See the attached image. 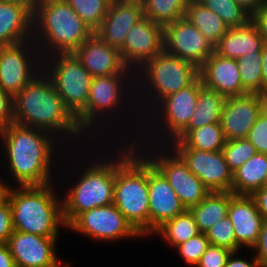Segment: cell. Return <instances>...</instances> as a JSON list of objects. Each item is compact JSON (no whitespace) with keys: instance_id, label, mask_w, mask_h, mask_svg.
<instances>
[{"instance_id":"d6a6232c","label":"cell","mask_w":267,"mask_h":267,"mask_svg":"<svg viewBox=\"0 0 267 267\" xmlns=\"http://www.w3.org/2000/svg\"><path fill=\"white\" fill-rule=\"evenodd\" d=\"M237 60L241 84L247 93L257 94L263 91L261 52H253Z\"/></svg>"},{"instance_id":"f907efd6","label":"cell","mask_w":267,"mask_h":267,"mask_svg":"<svg viewBox=\"0 0 267 267\" xmlns=\"http://www.w3.org/2000/svg\"><path fill=\"white\" fill-rule=\"evenodd\" d=\"M260 103V114L267 118V89L257 93Z\"/></svg>"},{"instance_id":"ab89813d","label":"cell","mask_w":267,"mask_h":267,"mask_svg":"<svg viewBox=\"0 0 267 267\" xmlns=\"http://www.w3.org/2000/svg\"><path fill=\"white\" fill-rule=\"evenodd\" d=\"M231 252L228 248L210 245L196 267H225Z\"/></svg>"},{"instance_id":"ba28073f","label":"cell","mask_w":267,"mask_h":267,"mask_svg":"<svg viewBox=\"0 0 267 267\" xmlns=\"http://www.w3.org/2000/svg\"><path fill=\"white\" fill-rule=\"evenodd\" d=\"M135 76L136 73H119L107 76L92 77L89 88L87 105L85 109L76 117L80 129L83 131L85 135L87 134V136L90 137L92 141L93 139L95 140V138H98L99 135L101 134L100 132L98 133V131L96 132L98 126L96 123L101 122L99 119L101 118L105 120L108 117L112 119L111 116L115 115L112 114V112H115L117 109H119L120 105L121 109H119V111L122 110V107L124 110L125 107L122 105H127L123 101L125 100L124 98L125 95L126 96L130 95L128 97L131 98L132 100V97H134L137 94V91H135L136 89L134 87L136 86L135 84L136 82H134L136 81L134 80L136 79ZM129 90H131V93H133L132 91H134L133 93L134 96L128 94L130 93ZM107 113L108 116L106 115ZM91 129L95 133L93 131L90 132Z\"/></svg>"},{"instance_id":"277c9868","label":"cell","mask_w":267,"mask_h":267,"mask_svg":"<svg viewBox=\"0 0 267 267\" xmlns=\"http://www.w3.org/2000/svg\"><path fill=\"white\" fill-rule=\"evenodd\" d=\"M3 181L0 180L6 187L5 196L10 201L15 231L59 237L60 226L67 228L63 217V201L57 197L52 183L14 188Z\"/></svg>"},{"instance_id":"f546056e","label":"cell","mask_w":267,"mask_h":267,"mask_svg":"<svg viewBox=\"0 0 267 267\" xmlns=\"http://www.w3.org/2000/svg\"><path fill=\"white\" fill-rule=\"evenodd\" d=\"M172 141H182L190 149L220 151L227 140L221 123L218 122L207 124L194 130H183Z\"/></svg>"},{"instance_id":"83f0119b","label":"cell","mask_w":267,"mask_h":267,"mask_svg":"<svg viewBox=\"0 0 267 267\" xmlns=\"http://www.w3.org/2000/svg\"><path fill=\"white\" fill-rule=\"evenodd\" d=\"M210 43L215 46L227 32L228 27L214 11L197 0H190L184 16Z\"/></svg>"},{"instance_id":"681fc988","label":"cell","mask_w":267,"mask_h":267,"mask_svg":"<svg viewBox=\"0 0 267 267\" xmlns=\"http://www.w3.org/2000/svg\"><path fill=\"white\" fill-rule=\"evenodd\" d=\"M261 58H262V79H263V90L267 89V44H264L262 51H261Z\"/></svg>"},{"instance_id":"d4e9b609","label":"cell","mask_w":267,"mask_h":267,"mask_svg":"<svg viewBox=\"0 0 267 267\" xmlns=\"http://www.w3.org/2000/svg\"><path fill=\"white\" fill-rule=\"evenodd\" d=\"M263 46L258 27L250 20L245 25L228 28L214 46V52L225 58L238 59L253 52H261Z\"/></svg>"},{"instance_id":"4dcf8cb0","label":"cell","mask_w":267,"mask_h":267,"mask_svg":"<svg viewBox=\"0 0 267 267\" xmlns=\"http://www.w3.org/2000/svg\"><path fill=\"white\" fill-rule=\"evenodd\" d=\"M199 233L193 214L189 209H186L173 219L165 221L152 235L162 236L161 238L165 239L167 245L169 244L175 248L177 245L186 242Z\"/></svg>"},{"instance_id":"7bdbcfd3","label":"cell","mask_w":267,"mask_h":267,"mask_svg":"<svg viewBox=\"0 0 267 267\" xmlns=\"http://www.w3.org/2000/svg\"><path fill=\"white\" fill-rule=\"evenodd\" d=\"M252 249L256 252L253 255L258 260L260 267H267V220L263 221L258 241Z\"/></svg>"},{"instance_id":"7a4b0ae2","label":"cell","mask_w":267,"mask_h":267,"mask_svg":"<svg viewBox=\"0 0 267 267\" xmlns=\"http://www.w3.org/2000/svg\"><path fill=\"white\" fill-rule=\"evenodd\" d=\"M13 106L17 125L48 131L63 142L68 138L73 141L72 137L82 141L87 136L44 71L14 97Z\"/></svg>"},{"instance_id":"3957f363","label":"cell","mask_w":267,"mask_h":267,"mask_svg":"<svg viewBox=\"0 0 267 267\" xmlns=\"http://www.w3.org/2000/svg\"><path fill=\"white\" fill-rule=\"evenodd\" d=\"M130 141L129 145L123 144L125 147L120 143L122 149L116 148L113 204L145 237L149 235L148 158L132 142L134 140Z\"/></svg>"},{"instance_id":"ffe728a7","label":"cell","mask_w":267,"mask_h":267,"mask_svg":"<svg viewBox=\"0 0 267 267\" xmlns=\"http://www.w3.org/2000/svg\"><path fill=\"white\" fill-rule=\"evenodd\" d=\"M92 77L119 73H136L123 62L120 51L93 33L75 52Z\"/></svg>"},{"instance_id":"4fadbf2b","label":"cell","mask_w":267,"mask_h":267,"mask_svg":"<svg viewBox=\"0 0 267 267\" xmlns=\"http://www.w3.org/2000/svg\"><path fill=\"white\" fill-rule=\"evenodd\" d=\"M167 147L182 159L187 168L210 191L232 192L233 173L226 163L222 150L190 149L182 141H172Z\"/></svg>"},{"instance_id":"ac0fdd59","label":"cell","mask_w":267,"mask_h":267,"mask_svg":"<svg viewBox=\"0 0 267 267\" xmlns=\"http://www.w3.org/2000/svg\"><path fill=\"white\" fill-rule=\"evenodd\" d=\"M149 234L186 208L165 176L148 159Z\"/></svg>"},{"instance_id":"603a6c76","label":"cell","mask_w":267,"mask_h":267,"mask_svg":"<svg viewBox=\"0 0 267 267\" xmlns=\"http://www.w3.org/2000/svg\"><path fill=\"white\" fill-rule=\"evenodd\" d=\"M142 17L141 1L126 0L109 4L107 14L95 34L111 47L120 50L128 30Z\"/></svg>"},{"instance_id":"e575fe53","label":"cell","mask_w":267,"mask_h":267,"mask_svg":"<svg viewBox=\"0 0 267 267\" xmlns=\"http://www.w3.org/2000/svg\"><path fill=\"white\" fill-rule=\"evenodd\" d=\"M95 33L103 22L109 3L106 0H65Z\"/></svg>"},{"instance_id":"836d02e7","label":"cell","mask_w":267,"mask_h":267,"mask_svg":"<svg viewBox=\"0 0 267 267\" xmlns=\"http://www.w3.org/2000/svg\"><path fill=\"white\" fill-rule=\"evenodd\" d=\"M206 8L214 11L228 28L247 24L252 15L235 0H197Z\"/></svg>"},{"instance_id":"5bb4252c","label":"cell","mask_w":267,"mask_h":267,"mask_svg":"<svg viewBox=\"0 0 267 267\" xmlns=\"http://www.w3.org/2000/svg\"><path fill=\"white\" fill-rule=\"evenodd\" d=\"M68 228L97 242L142 237L114 204L81 213Z\"/></svg>"},{"instance_id":"d6986e66","label":"cell","mask_w":267,"mask_h":267,"mask_svg":"<svg viewBox=\"0 0 267 267\" xmlns=\"http://www.w3.org/2000/svg\"><path fill=\"white\" fill-rule=\"evenodd\" d=\"M259 116L260 103L257 94L226 97L220 120L226 140L247 138Z\"/></svg>"},{"instance_id":"bcb514c9","label":"cell","mask_w":267,"mask_h":267,"mask_svg":"<svg viewBox=\"0 0 267 267\" xmlns=\"http://www.w3.org/2000/svg\"><path fill=\"white\" fill-rule=\"evenodd\" d=\"M264 220H267V184L252 195Z\"/></svg>"},{"instance_id":"cb8c5ba5","label":"cell","mask_w":267,"mask_h":267,"mask_svg":"<svg viewBox=\"0 0 267 267\" xmlns=\"http://www.w3.org/2000/svg\"><path fill=\"white\" fill-rule=\"evenodd\" d=\"M34 10L15 0H0V45L33 39Z\"/></svg>"},{"instance_id":"11a10c76","label":"cell","mask_w":267,"mask_h":267,"mask_svg":"<svg viewBox=\"0 0 267 267\" xmlns=\"http://www.w3.org/2000/svg\"><path fill=\"white\" fill-rule=\"evenodd\" d=\"M263 7L267 9V0L263 1Z\"/></svg>"},{"instance_id":"b9f144b4","label":"cell","mask_w":267,"mask_h":267,"mask_svg":"<svg viewBox=\"0 0 267 267\" xmlns=\"http://www.w3.org/2000/svg\"><path fill=\"white\" fill-rule=\"evenodd\" d=\"M14 98L0 87V131L14 124Z\"/></svg>"},{"instance_id":"7c38bea8","label":"cell","mask_w":267,"mask_h":267,"mask_svg":"<svg viewBox=\"0 0 267 267\" xmlns=\"http://www.w3.org/2000/svg\"><path fill=\"white\" fill-rule=\"evenodd\" d=\"M136 141L134 142L137 143V148L140 150V152H143V154L149 159V161L165 176L170 186L173 188L174 192L186 209L197 205L211 192L202 183V181L187 168L182 159L172 149H170L169 147L167 148V144L165 145L166 148L163 147L161 149L159 147L158 150H160V152L157 151V145H155L154 148H149L147 146L145 147V149H142V151L141 147L143 145L138 143L140 142L139 139ZM148 148L151 150H149ZM153 150L156 152L153 153ZM161 150L164 152L162 153ZM149 151H151L150 154ZM169 152L171 155L169 154Z\"/></svg>"},{"instance_id":"8fae6325","label":"cell","mask_w":267,"mask_h":267,"mask_svg":"<svg viewBox=\"0 0 267 267\" xmlns=\"http://www.w3.org/2000/svg\"><path fill=\"white\" fill-rule=\"evenodd\" d=\"M42 71L43 58L33 39L0 45V87L13 98Z\"/></svg>"},{"instance_id":"74e56055","label":"cell","mask_w":267,"mask_h":267,"mask_svg":"<svg viewBox=\"0 0 267 267\" xmlns=\"http://www.w3.org/2000/svg\"><path fill=\"white\" fill-rule=\"evenodd\" d=\"M210 245V241L205 233L200 232L186 242L177 245L174 250L176 249L178 251L186 264L196 266Z\"/></svg>"},{"instance_id":"52a82bcc","label":"cell","mask_w":267,"mask_h":267,"mask_svg":"<svg viewBox=\"0 0 267 267\" xmlns=\"http://www.w3.org/2000/svg\"><path fill=\"white\" fill-rule=\"evenodd\" d=\"M93 160L81 173L75 185L67 189L63 217L67 227L83 212L114 203L116 157ZM103 159V160H102ZM80 178V179H79Z\"/></svg>"},{"instance_id":"60d3db41","label":"cell","mask_w":267,"mask_h":267,"mask_svg":"<svg viewBox=\"0 0 267 267\" xmlns=\"http://www.w3.org/2000/svg\"><path fill=\"white\" fill-rule=\"evenodd\" d=\"M14 232L10 201L4 195L0 199V244L8 242Z\"/></svg>"},{"instance_id":"4316f807","label":"cell","mask_w":267,"mask_h":267,"mask_svg":"<svg viewBox=\"0 0 267 267\" xmlns=\"http://www.w3.org/2000/svg\"><path fill=\"white\" fill-rule=\"evenodd\" d=\"M233 192L211 191L197 205L189 208L201 233H205L214 224L228 216Z\"/></svg>"},{"instance_id":"f35d334b","label":"cell","mask_w":267,"mask_h":267,"mask_svg":"<svg viewBox=\"0 0 267 267\" xmlns=\"http://www.w3.org/2000/svg\"><path fill=\"white\" fill-rule=\"evenodd\" d=\"M254 147L256 152L267 154V118L260 116L256 119L254 126L250 129L246 138Z\"/></svg>"},{"instance_id":"6da1fadb","label":"cell","mask_w":267,"mask_h":267,"mask_svg":"<svg viewBox=\"0 0 267 267\" xmlns=\"http://www.w3.org/2000/svg\"><path fill=\"white\" fill-rule=\"evenodd\" d=\"M0 140L4 145L8 174L15 179L17 186L52 183L54 175L51 168H55L52 165L54 156L58 157L55 148L62 147L55 135L42 129L14 123L0 131Z\"/></svg>"},{"instance_id":"1f68e13d","label":"cell","mask_w":267,"mask_h":267,"mask_svg":"<svg viewBox=\"0 0 267 267\" xmlns=\"http://www.w3.org/2000/svg\"><path fill=\"white\" fill-rule=\"evenodd\" d=\"M190 0H141L143 16L165 27L182 19Z\"/></svg>"},{"instance_id":"9c48e42d","label":"cell","mask_w":267,"mask_h":267,"mask_svg":"<svg viewBox=\"0 0 267 267\" xmlns=\"http://www.w3.org/2000/svg\"><path fill=\"white\" fill-rule=\"evenodd\" d=\"M43 71L51 79L66 108L76 118L87 105L91 74L74 53L43 58Z\"/></svg>"},{"instance_id":"9f6ffc18","label":"cell","mask_w":267,"mask_h":267,"mask_svg":"<svg viewBox=\"0 0 267 267\" xmlns=\"http://www.w3.org/2000/svg\"><path fill=\"white\" fill-rule=\"evenodd\" d=\"M61 267H63V266H61ZM64 267H70V263H69V264L66 263V264L64 265Z\"/></svg>"},{"instance_id":"5b68a950","label":"cell","mask_w":267,"mask_h":267,"mask_svg":"<svg viewBox=\"0 0 267 267\" xmlns=\"http://www.w3.org/2000/svg\"><path fill=\"white\" fill-rule=\"evenodd\" d=\"M93 33L65 0H38L36 3L33 41L38 44L42 58L74 53Z\"/></svg>"},{"instance_id":"44dd1931","label":"cell","mask_w":267,"mask_h":267,"mask_svg":"<svg viewBox=\"0 0 267 267\" xmlns=\"http://www.w3.org/2000/svg\"><path fill=\"white\" fill-rule=\"evenodd\" d=\"M228 217L234 227L238 251L240 248H253L258 241L263 216L251 195H233L230 199Z\"/></svg>"},{"instance_id":"8992f818","label":"cell","mask_w":267,"mask_h":267,"mask_svg":"<svg viewBox=\"0 0 267 267\" xmlns=\"http://www.w3.org/2000/svg\"><path fill=\"white\" fill-rule=\"evenodd\" d=\"M198 77L199 69L195 65L187 60L168 54L165 50L147 61L136 71L135 79L136 85H139L138 87H142L144 90H141L142 88L136 89L138 93H142L143 96L145 94L147 95V97L145 95L146 102L144 99L140 102L146 103L145 106H143V108H146L148 111L145 110L146 114L149 115V111L152 113V109L155 108V105L158 106L165 97L188 87ZM147 102L151 104L149 105Z\"/></svg>"},{"instance_id":"f5cc1de1","label":"cell","mask_w":267,"mask_h":267,"mask_svg":"<svg viewBox=\"0 0 267 267\" xmlns=\"http://www.w3.org/2000/svg\"><path fill=\"white\" fill-rule=\"evenodd\" d=\"M5 191L6 187L0 182V199L5 195Z\"/></svg>"},{"instance_id":"484cf974","label":"cell","mask_w":267,"mask_h":267,"mask_svg":"<svg viewBox=\"0 0 267 267\" xmlns=\"http://www.w3.org/2000/svg\"><path fill=\"white\" fill-rule=\"evenodd\" d=\"M267 184V154L258 153L233 173L232 192L252 195Z\"/></svg>"},{"instance_id":"7402d4cb","label":"cell","mask_w":267,"mask_h":267,"mask_svg":"<svg viewBox=\"0 0 267 267\" xmlns=\"http://www.w3.org/2000/svg\"><path fill=\"white\" fill-rule=\"evenodd\" d=\"M199 77L204 86L225 97L247 94L241 84L236 59L225 58L213 52L199 68Z\"/></svg>"},{"instance_id":"8d00e7d4","label":"cell","mask_w":267,"mask_h":267,"mask_svg":"<svg viewBox=\"0 0 267 267\" xmlns=\"http://www.w3.org/2000/svg\"><path fill=\"white\" fill-rule=\"evenodd\" d=\"M205 235L211 245L225 247L231 251H238L234 227L228 216L214 224L205 232Z\"/></svg>"},{"instance_id":"ee69618b","label":"cell","mask_w":267,"mask_h":267,"mask_svg":"<svg viewBox=\"0 0 267 267\" xmlns=\"http://www.w3.org/2000/svg\"><path fill=\"white\" fill-rule=\"evenodd\" d=\"M251 20L257 25L264 44H267V9L261 6L252 15Z\"/></svg>"},{"instance_id":"db71d44e","label":"cell","mask_w":267,"mask_h":267,"mask_svg":"<svg viewBox=\"0 0 267 267\" xmlns=\"http://www.w3.org/2000/svg\"><path fill=\"white\" fill-rule=\"evenodd\" d=\"M109 4H114V3H119V2H123L126 0H106Z\"/></svg>"},{"instance_id":"d590c367","label":"cell","mask_w":267,"mask_h":267,"mask_svg":"<svg viewBox=\"0 0 267 267\" xmlns=\"http://www.w3.org/2000/svg\"><path fill=\"white\" fill-rule=\"evenodd\" d=\"M222 153L232 173L256 154L255 147L246 139L226 141Z\"/></svg>"},{"instance_id":"2e32d148","label":"cell","mask_w":267,"mask_h":267,"mask_svg":"<svg viewBox=\"0 0 267 267\" xmlns=\"http://www.w3.org/2000/svg\"><path fill=\"white\" fill-rule=\"evenodd\" d=\"M164 50L199 69L214 52V46L184 17L164 27Z\"/></svg>"},{"instance_id":"816d5d0a","label":"cell","mask_w":267,"mask_h":267,"mask_svg":"<svg viewBox=\"0 0 267 267\" xmlns=\"http://www.w3.org/2000/svg\"><path fill=\"white\" fill-rule=\"evenodd\" d=\"M15 1L25 3V4L29 5L33 10L36 6V3L38 2V0H15Z\"/></svg>"},{"instance_id":"f6af8a7d","label":"cell","mask_w":267,"mask_h":267,"mask_svg":"<svg viewBox=\"0 0 267 267\" xmlns=\"http://www.w3.org/2000/svg\"><path fill=\"white\" fill-rule=\"evenodd\" d=\"M239 251H232L229 255L225 267H260L258 260L255 255L250 259V261L245 260L244 258H239L236 254Z\"/></svg>"},{"instance_id":"f1b7e54d","label":"cell","mask_w":267,"mask_h":267,"mask_svg":"<svg viewBox=\"0 0 267 267\" xmlns=\"http://www.w3.org/2000/svg\"><path fill=\"white\" fill-rule=\"evenodd\" d=\"M225 100V96L203 85L199 89L195 111L184 130H194L207 124L220 122Z\"/></svg>"},{"instance_id":"9a60e30c","label":"cell","mask_w":267,"mask_h":267,"mask_svg":"<svg viewBox=\"0 0 267 267\" xmlns=\"http://www.w3.org/2000/svg\"><path fill=\"white\" fill-rule=\"evenodd\" d=\"M164 50V27L143 16L129 30L119 50L125 65L136 72Z\"/></svg>"},{"instance_id":"e0dca14e","label":"cell","mask_w":267,"mask_h":267,"mask_svg":"<svg viewBox=\"0 0 267 267\" xmlns=\"http://www.w3.org/2000/svg\"><path fill=\"white\" fill-rule=\"evenodd\" d=\"M57 238L14 230L7 245L16 267H61L56 255Z\"/></svg>"},{"instance_id":"7dc6e473","label":"cell","mask_w":267,"mask_h":267,"mask_svg":"<svg viewBox=\"0 0 267 267\" xmlns=\"http://www.w3.org/2000/svg\"><path fill=\"white\" fill-rule=\"evenodd\" d=\"M0 267H16L7 243L0 244Z\"/></svg>"},{"instance_id":"c3c4849f","label":"cell","mask_w":267,"mask_h":267,"mask_svg":"<svg viewBox=\"0 0 267 267\" xmlns=\"http://www.w3.org/2000/svg\"><path fill=\"white\" fill-rule=\"evenodd\" d=\"M239 5L253 15L261 6L264 0H235Z\"/></svg>"},{"instance_id":"30bf717a","label":"cell","mask_w":267,"mask_h":267,"mask_svg":"<svg viewBox=\"0 0 267 267\" xmlns=\"http://www.w3.org/2000/svg\"><path fill=\"white\" fill-rule=\"evenodd\" d=\"M202 86H203L202 80L200 77H198L191 85H189L188 87L184 89L179 90L176 93H173L165 97L158 104L159 106H155L153 110H155L154 112H156L159 116L154 112L149 113V114H153V117H150L152 115H148L149 117L147 118L148 122L152 118V120L153 121L156 120L157 123L152 122V123L147 124V120H146L145 126H149L147 127L149 129L153 126L152 130L155 131L154 127L156 124V127H158L160 131L159 129L156 130L153 136L156 135V133L158 134L160 133L161 135H163L161 136L159 134L158 136L159 139L158 138L156 139V136L154 138L151 135V137L154 139L151 142L153 143L156 140L152 144V146L156 145V142H157V147L158 146L163 147V145H165L166 143L169 144L170 142H172V139L174 140L188 126L189 120L195 111V107H196L197 100H198L199 89ZM158 123L160 126H157ZM149 124L151 125V127ZM161 140L163 142V145H162ZM164 141L166 143H164Z\"/></svg>"}]
</instances>
